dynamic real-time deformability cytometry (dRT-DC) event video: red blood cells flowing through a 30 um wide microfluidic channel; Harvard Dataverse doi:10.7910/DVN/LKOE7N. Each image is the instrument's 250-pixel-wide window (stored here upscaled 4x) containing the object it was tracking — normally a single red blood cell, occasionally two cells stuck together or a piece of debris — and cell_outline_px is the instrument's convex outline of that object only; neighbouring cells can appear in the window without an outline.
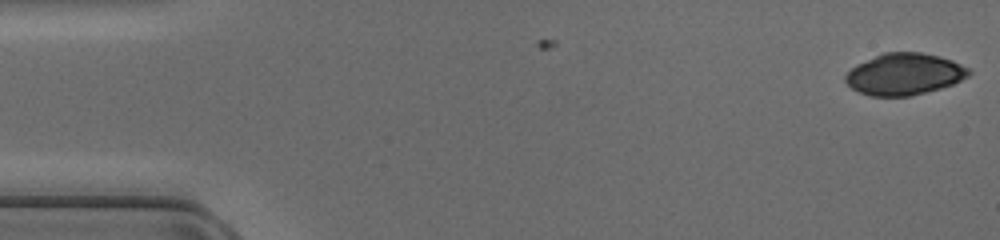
{"species": "common noctule bat (a hibernating species)", "species_latin": "Nyctalus noctula", "temperature_condition": "cold", "stored_images_in_passage": 5, "camera_frame_rate_fps": 3000, "um_per_image_px": 0.085, "animal": {"sex": "female", "body_mass_g": 17.0, "forearm_length_mm": 48.0}, "frame": {"image": 1, "passage_image": 5, "time_ms": 1.333, "image_size_px": [1000, 240], "cell_outline_px": [[972, 72], [968, 76], [952, 84], [940, 88], [908, 96], [872, 96], [860, 92], [852, 88], [844, 80], [844, 76], [856, 64], [884, 52], [920, 52], [940, 56], [952, 60], [968, 68]], "centroid_in_image_um": [76.86, 6.29], "position_along_channel_um": 8.1, "area_um2": 29.71}}